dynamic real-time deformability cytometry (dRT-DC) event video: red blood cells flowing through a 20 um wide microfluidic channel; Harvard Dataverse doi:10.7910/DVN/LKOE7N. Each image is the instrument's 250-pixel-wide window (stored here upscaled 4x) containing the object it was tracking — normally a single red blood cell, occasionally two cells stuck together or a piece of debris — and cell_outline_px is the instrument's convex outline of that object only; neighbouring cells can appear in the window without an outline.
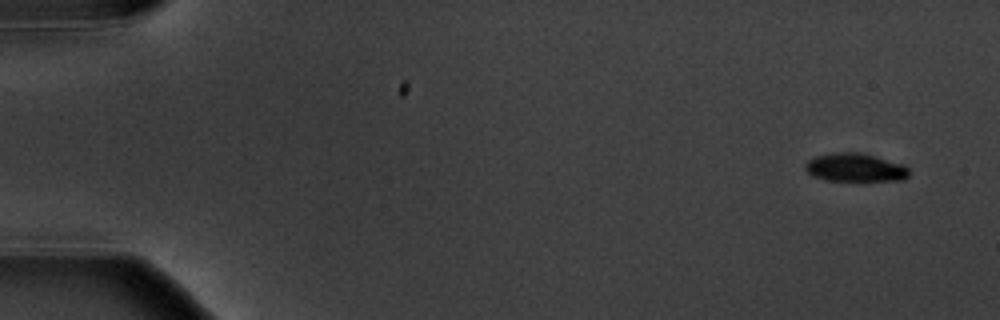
{"species": "common noctule bat (a hibernating species)", "species_latin": "Nyctalus noctula", "temperature_condition": "warm", "stored_images_in_passage": 6, "camera_frame_rate_fps": 3000, "um_per_image_px": 0.085, "animal": {"sex": "male", "body_mass_g": 20.1, "forearm_length_mm": 53.5}, "frame": {"image": 1, "passage_image": 1, "time_ms": 0.0, "image_size_px": [1000, 320], "cell_outline_px": [[908, 176], [904, 180], [828, 180], [812, 176], [804, 168], [804, 164], [808, 160], [816, 156], [836, 152], [856, 152], [904, 164], [908, 168]], "centroid_in_image_um": [72.67, 14.24], "position_along_channel_um": 12.3, "area_um2": 16.88}}
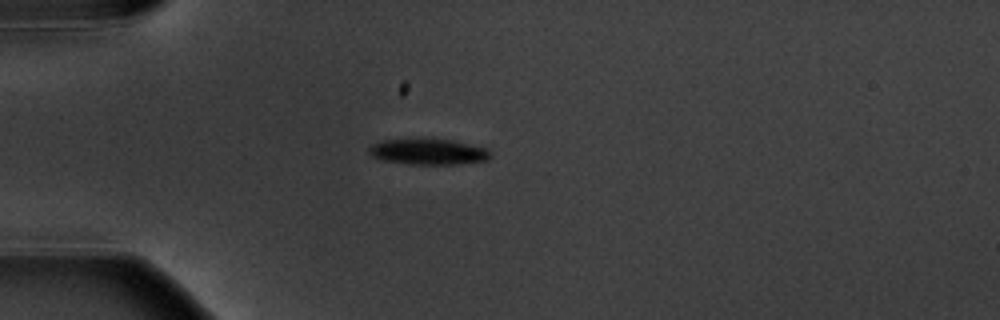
{"frame": {"image": 2, "passage_image": 4, "time_ms": 4.333, "image_size_px": [1000, 320], "cell_outline_px": [[488, 160], [456, 164], [408, 164], [384, 160], [372, 156], [368, 152], [368, 148], [372, 144], [380, 140], [452, 140], [488, 148]], "centroid_in_image_um": [36.38, 12.91], "position_along_channel_um": 48.6, "area_um2": 17.86}}